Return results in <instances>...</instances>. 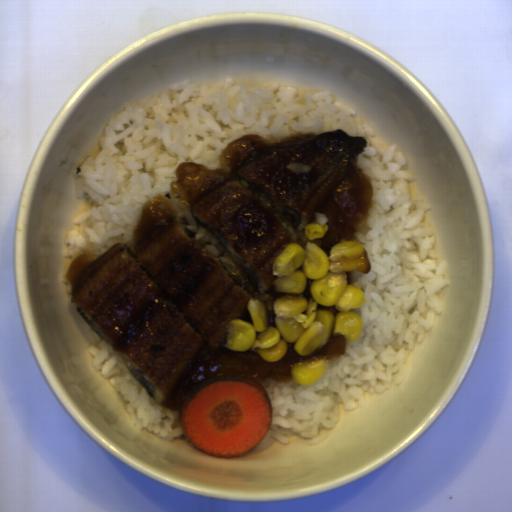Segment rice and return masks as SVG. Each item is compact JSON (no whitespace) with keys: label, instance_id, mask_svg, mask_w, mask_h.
Returning a JSON list of instances; mask_svg holds the SVG:
<instances>
[{"label":"rice","instance_id":"8eca5e8b","mask_svg":"<svg viewBox=\"0 0 512 512\" xmlns=\"http://www.w3.org/2000/svg\"><path fill=\"white\" fill-rule=\"evenodd\" d=\"M315 219H316V222L318 225L320 226H325L326 224H328V218H327V214H325L324 212H319L318 214L314 215Z\"/></svg>","mask_w":512,"mask_h":512},{"label":"rice","instance_id":"652b925c","mask_svg":"<svg viewBox=\"0 0 512 512\" xmlns=\"http://www.w3.org/2000/svg\"><path fill=\"white\" fill-rule=\"evenodd\" d=\"M168 87L141 106L124 102V110L107 120L99 154L73 170L77 197L85 195L93 208L75 216L78 227L65 233L63 258L92 254L94 262L130 241L145 201L169 191L178 164L195 161L217 170L222 149L244 135L274 142L294 133L343 129L365 138L358 165L371 176L374 204L366 231L354 239L366 250L370 270L347 275L367 300L350 311L362 320L361 336L346 344L341 357L327 360L311 385L269 379L262 384L272 420L257 446L271 438L287 445V435L323 443L329 436L319 428L338 427L339 404L346 412L364 408V392L385 393L404 382L410 351L443 310L438 293L453 282L449 262L437 261L433 226L423 223L433 206L423 202L425 194L410 196L408 182L415 175L401 170L407 162L397 144L384 150L376 132L353 119L352 107L332 102L330 90L298 95L296 86L246 87L231 76L220 88L188 78Z\"/></svg>","mask_w":512,"mask_h":512},{"label":"rice","instance_id":"023b6e5f","mask_svg":"<svg viewBox=\"0 0 512 512\" xmlns=\"http://www.w3.org/2000/svg\"><path fill=\"white\" fill-rule=\"evenodd\" d=\"M87 350L92 367L128 402L124 408L129 422L136 429H146L165 440L186 437L181 424L180 409L168 410L159 404L130 371L120 355L89 325Z\"/></svg>","mask_w":512,"mask_h":512}]
</instances>
